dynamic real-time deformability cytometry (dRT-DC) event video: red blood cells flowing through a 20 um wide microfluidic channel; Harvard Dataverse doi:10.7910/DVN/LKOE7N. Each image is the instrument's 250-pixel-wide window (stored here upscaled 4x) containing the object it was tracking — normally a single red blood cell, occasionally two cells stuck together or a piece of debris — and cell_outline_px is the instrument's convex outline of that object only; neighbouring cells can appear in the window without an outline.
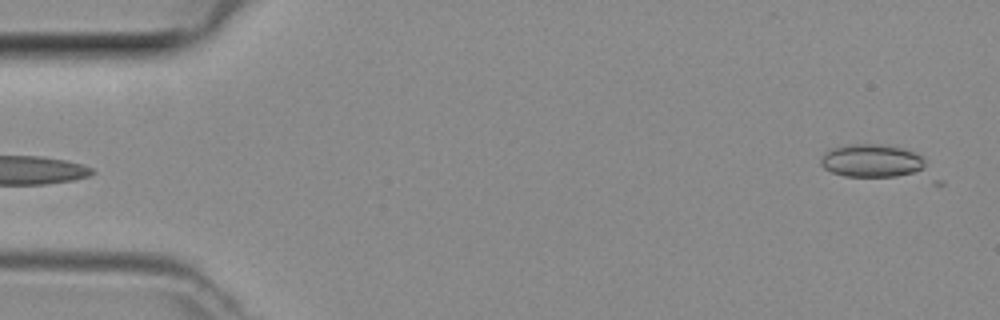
{"species": "common noctule bat (a hibernating species)", "species_latin": "Nyctalus noctula", "temperature_condition": "room temperature", "stored_images_in_passage": 4, "camera_frame_rate_fps": 3000, "um_per_image_px": 0.085, "animal": {"sex": "female", "body_mass_g": 29.2, "forearm_length_mm": 56.3}, "frame": {"image": 1, "passage_image": 1, "time_ms": 0.0, "image_size_px": [1000, 320], "cell_outline_px": [[924, 172], [896, 176], [844, 176], [832, 172], [824, 168], [820, 164], [820, 156], [828, 148], [848, 144], [880, 144], [904, 148], [920, 156], [924, 160]], "centroid_in_image_um": [74.06, 13.65], "position_along_channel_um": 10.9, "area_um2": 20.4}}